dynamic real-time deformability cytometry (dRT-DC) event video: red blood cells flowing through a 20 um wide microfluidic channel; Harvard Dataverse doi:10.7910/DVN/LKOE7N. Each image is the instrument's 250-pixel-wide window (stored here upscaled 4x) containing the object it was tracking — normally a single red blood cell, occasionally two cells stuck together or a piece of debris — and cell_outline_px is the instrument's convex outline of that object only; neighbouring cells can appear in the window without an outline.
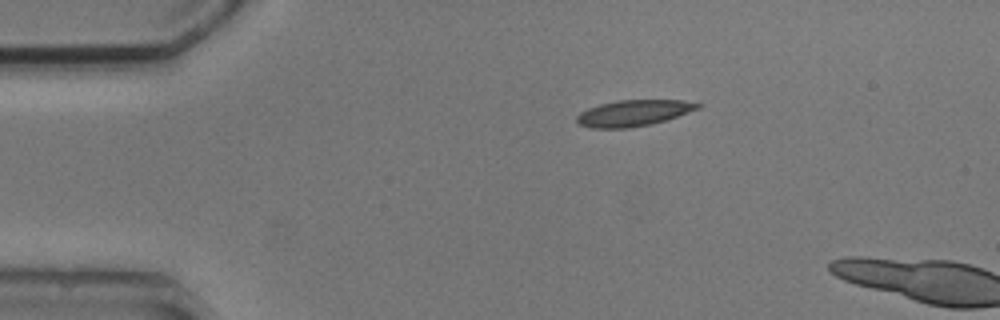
{"species": "common noctule bat (a hibernating species)", "species_latin": "Nyctalus noctula", "temperature_condition": "cold", "stored_images_in_passage": 3, "camera_frame_rate_fps": 3000, "um_per_image_px": 0.085, "animal": {"sex": "male", "body_mass_g": 20.5, "forearm_length_mm": 52.5}, "frame": {"image": 1, "passage_image": 1, "time_ms": 0.0, "image_size_px": [1000, 320], "cell_outline_px": [[704, 104], [700, 108], [668, 120], [652, 124], [628, 128], [592, 128], [580, 124], [576, 120], [576, 116], [580, 112], [588, 108], [600, 104], [616, 100], [680, 100]], "centroid_in_image_um": [53.88, 9.61], "position_along_channel_um": 31.1, "area_um2": 18.55}}